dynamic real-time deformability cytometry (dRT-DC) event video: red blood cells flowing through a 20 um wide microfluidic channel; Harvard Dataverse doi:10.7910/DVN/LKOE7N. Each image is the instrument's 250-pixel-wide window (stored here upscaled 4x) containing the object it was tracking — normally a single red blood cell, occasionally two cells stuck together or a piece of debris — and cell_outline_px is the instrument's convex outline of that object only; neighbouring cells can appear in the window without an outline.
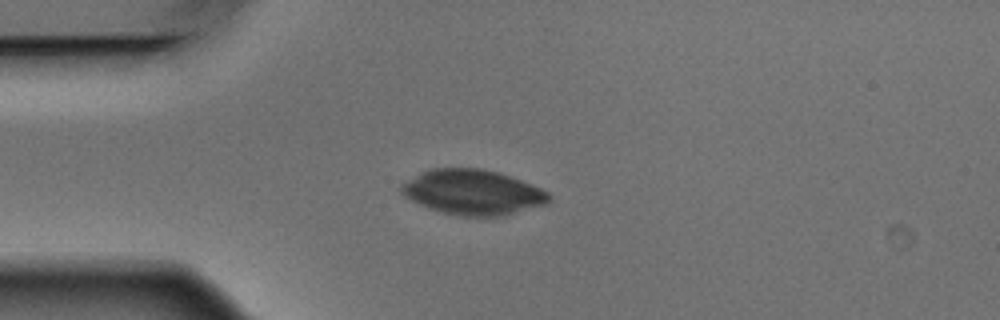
{"species": "Egyptian fruit bat (a non-hibernating species)", "species_latin": "Rousettus aegyptiacus", "temperature_condition": "warm", "stored_images_in_passage": 4, "camera_frame_rate_fps": 3000, "um_per_image_px": 0.085, "animal": {"sex": "male"}, "frame": {"image": 1, "passage_image": 3, "time_ms": 0.667, "image_size_px": [1000, 320], "cell_outline_px": [[552, 200], [548, 204], [500, 216], [460, 216], [440, 212], [428, 208], [404, 196], [400, 192], [400, 184], [432, 168], [480, 168], [496, 172], [532, 184], [548, 192], [552, 196]], "centroid_in_image_um": [40.21, 16.35], "position_along_channel_um": 44.8, "area_um2": 38.61}}